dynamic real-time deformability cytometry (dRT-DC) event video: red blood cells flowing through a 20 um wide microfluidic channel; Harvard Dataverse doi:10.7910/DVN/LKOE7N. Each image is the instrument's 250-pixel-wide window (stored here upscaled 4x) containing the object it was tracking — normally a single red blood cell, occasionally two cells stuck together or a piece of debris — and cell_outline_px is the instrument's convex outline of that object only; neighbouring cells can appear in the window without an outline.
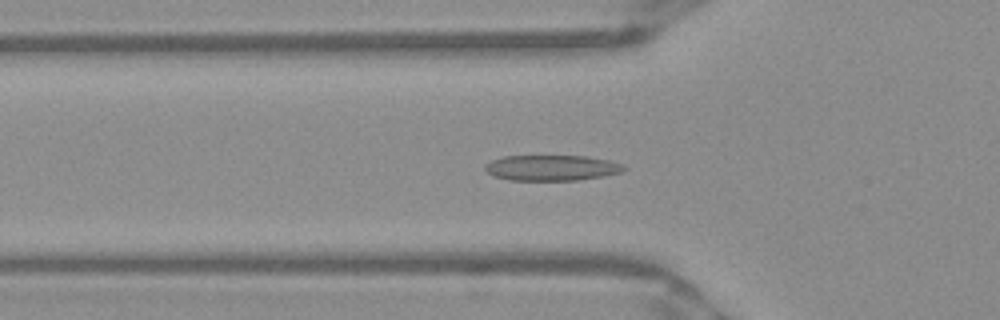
{"species": "Egyptian fruit bat (a non-hibernating species)", "species_latin": "Rousettus aegyptiacus", "temperature_condition": "warm", "stored_images_in_passage": 46, "camera_frame_rate_fps": 3000, "um_per_image_px": 0.085, "frame": {"image": 1, "passage_image": 12, "time_ms": 3.667, "image_size_px": [1000, 320], "cell_outline_px": [[628, 168], [620, 172], [604, 176], [580, 180], [508, 180], [496, 176], [488, 172], [484, 168], [484, 164], [492, 160], [504, 156], [584, 156], [608, 160], [620, 164]], "centroid_in_image_um": [46.88, 14.27], "position_along_channel_um": 78.9, "area_um2": 20.58}}
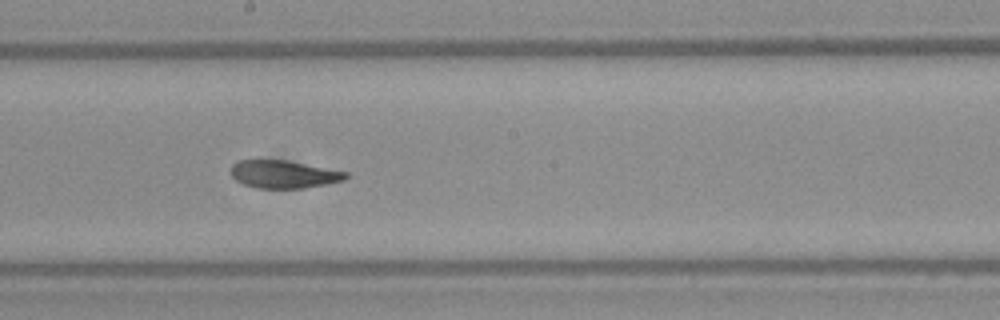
{"frame": {"image": 2, "passage_image": 23, "time_ms": 7.333, "image_size_px": [1000, 320], "cell_outline_px": [[348, 176], [344, 180], [328, 184], [300, 188], [256, 188], [244, 184], [236, 180], [232, 176], [232, 164], [236, 160], [284, 160], [348, 172]], "centroid_in_image_um": [24.11, 14.81], "position_along_channel_um": 224.1, "area_um2": 18.44}}
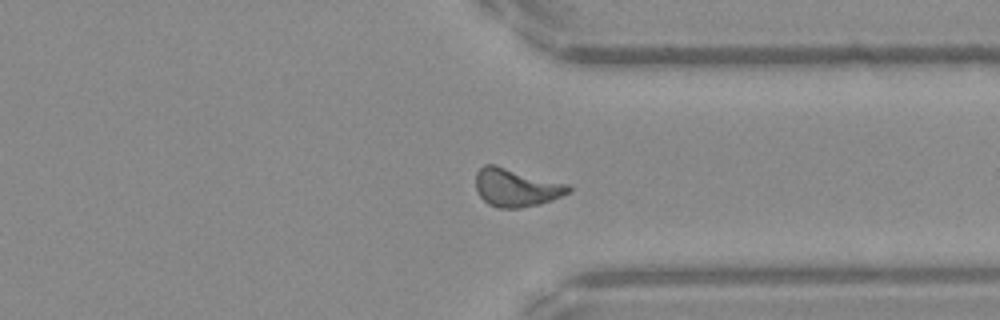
{"frame": {"image": 3, "passage_image": 34, "time_ms": 11.0, "image_size_px": [1000, 320], "cell_outline_px": [[572, 192], [552, 200], [520, 208], [496, 208], [488, 204], [480, 196], [476, 188], [476, 172], [484, 164], [496, 164], [572, 184]], "centroid_in_image_um": [43.92, 15.92], "position_along_channel_um": 367.5, "area_um2": 21.1}, "authors_computed_cell_mechanics": {"area_um2": 19.652, "velocity_mm_per_s": 3.9325, "shape_relaxation_time_tau1_ms": 5.2628, "shape_relaxation_time_tau2_ms": 1.6485, "deformation_change_tau1": 0.1507, "deformation_change_tau2": 0.0953}}